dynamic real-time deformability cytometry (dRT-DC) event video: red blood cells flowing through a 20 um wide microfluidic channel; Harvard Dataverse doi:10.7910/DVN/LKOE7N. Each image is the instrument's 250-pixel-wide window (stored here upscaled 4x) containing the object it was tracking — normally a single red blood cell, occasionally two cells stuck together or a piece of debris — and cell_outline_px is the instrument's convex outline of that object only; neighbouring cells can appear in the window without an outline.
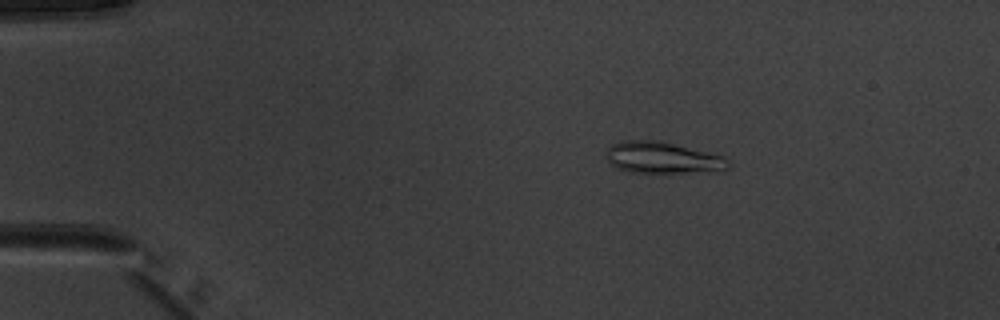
{"species": "common noctule bat (a hibernating species)", "species_latin": "Nyctalus noctula", "temperature_condition": "warm", "stored_images_in_passage": 46, "camera_frame_rate_fps": 3000, "um_per_image_px": 0.085, "animal": {"sex": "male", "body_mass_g": 20.1, "forearm_length_mm": 53.5}, "frame": {"image": 1, "passage_image": 4, "time_ms": 1.0, "image_size_px": [1000, 320], "cell_outline_px": [[728, 168], [708, 172], [628, 172], [616, 168], [608, 160], [608, 148], [612, 144], [624, 140], [656, 140], [724, 156], [728, 160]], "centroid_in_image_um": [56.31, 13.41], "position_along_channel_um": 28.7, "area_um2": 22.02}}
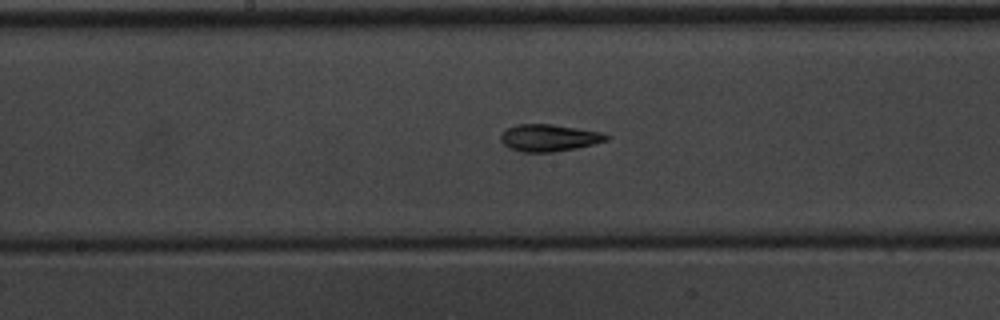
{"frame": {"image": 2, "passage_image": 22, "time_ms": 7.0, "image_size_px": [1000, 320], "cell_outline_px": [[612, 136], [608, 140], [576, 148], [552, 152], [520, 152], [508, 148], [500, 140], [500, 132], [504, 128], [516, 124], [552, 124], [604, 132]], "centroid_in_image_um": [46.64, 11.7], "position_along_channel_um": 201.6, "area_um2": 16.99}}
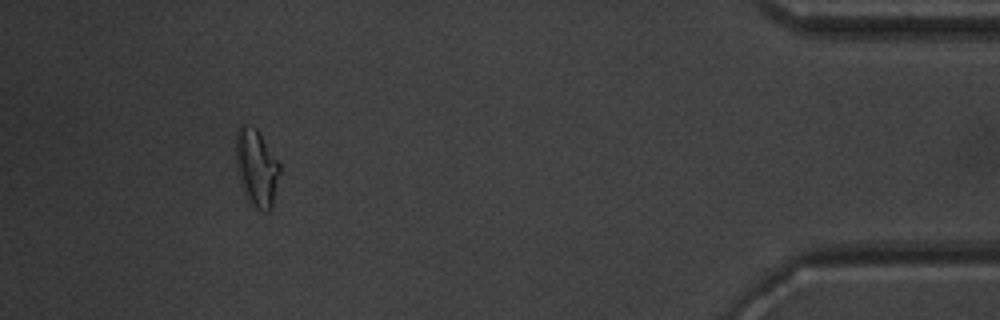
{"frame": {"image": 3, "passage_image": 42, "time_ms": 13.667, "image_size_px": [1000, 320], "cell_outline_px": [[280, 172], [272, 208], [268, 212], [264, 212], [256, 208], [244, 196], [236, 172], [236, 128], [240, 124], [244, 124], [256, 128], [280, 164]], "centroid_in_image_um": [21.78, 14.28], "position_along_channel_um": 413.4, "area_um2": 20.0}, "authors_computed_cell_mechanics": {"area_um2": 16.9932, "velocity_mm_per_s": 4.0132, "shape_relaxation_time_tau1_ms": 10.3091, "shape_relaxation_time_tau2_ms": 2.4593, "deformation_change_tau1": 0.2978, "deformation_change_tau2": 0.1109}}